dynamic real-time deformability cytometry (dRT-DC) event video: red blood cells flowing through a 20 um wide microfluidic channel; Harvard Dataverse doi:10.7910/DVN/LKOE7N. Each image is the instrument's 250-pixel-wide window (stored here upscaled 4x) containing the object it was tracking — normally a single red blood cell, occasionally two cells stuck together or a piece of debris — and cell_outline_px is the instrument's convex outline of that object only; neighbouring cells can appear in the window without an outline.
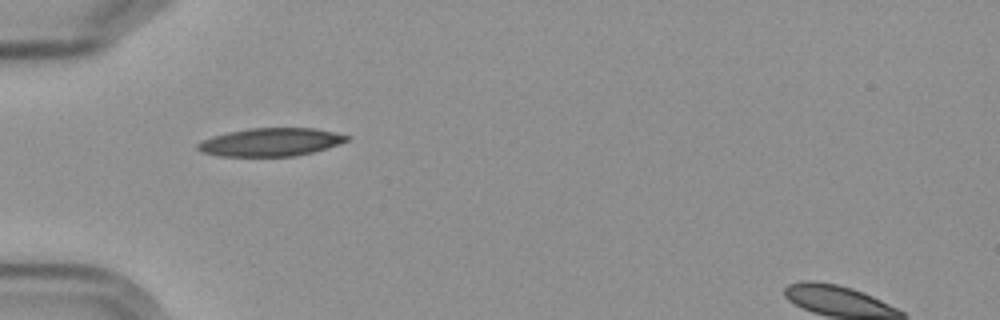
{"species": "Egyptian fruit bat (a non-hibernating species)", "species_latin": "Rousettus aegyptiacus", "temperature_condition": "cold", "stored_images_in_passage": 2, "camera_frame_rate_fps": 3000, "um_per_image_px": 0.085, "frame": {"image": 1, "passage_image": 1, "time_ms": 0.0, "image_size_px": [1000, 320], "cell_outline_px": [[348, 140], [340, 144], [328, 148], [296, 156], [220, 156], [200, 152], [196, 148], [196, 144], [212, 136], [228, 132], [248, 128], [316, 128], [348, 136]], "centroid_in_image_um": [22.98, 12.08], "position_along_channel_um": 62.0, "area_um2": 24.39}}
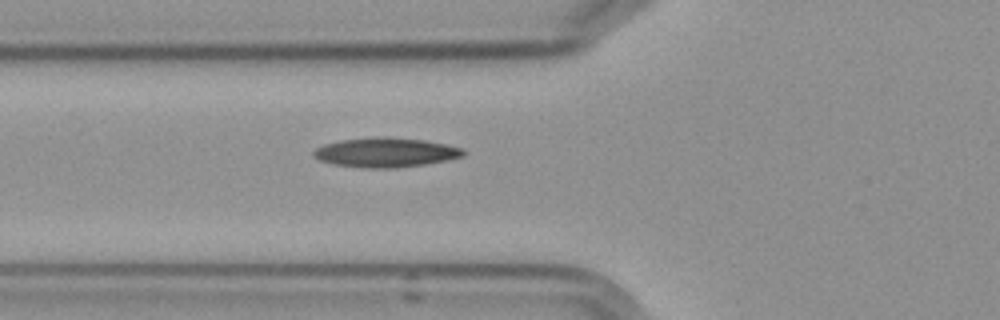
{"frame": {"image": 2, "passage_image": 2, "time_ms": 1.0, "image_size_px": [1000, 320], "cell_outline_px": [[464, 156], [424, 164], [396, 168], [364, 168], [332, 164], [320, 160], [312, 156], [312, 152], [316, 148], [324, 144], [340, 140], [376, 136], [388, 136], [424, 140], [448, 144], [464, 148]], "centroid_in_image_um": [32.76, 12.94], "position_along_channel_um": 93.0, "area_um2": 25.95}}